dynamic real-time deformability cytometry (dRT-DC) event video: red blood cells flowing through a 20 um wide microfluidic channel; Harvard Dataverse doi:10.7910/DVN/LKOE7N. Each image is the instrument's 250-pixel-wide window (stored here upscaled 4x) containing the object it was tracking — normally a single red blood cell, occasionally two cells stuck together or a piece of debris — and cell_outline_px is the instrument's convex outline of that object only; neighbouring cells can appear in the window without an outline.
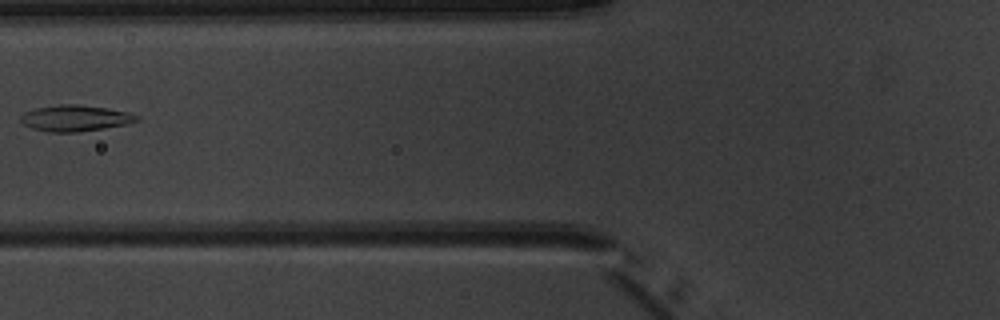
{"species": "common noctule bat (a hibernating species)", "species_latin": "Nyctalus noctula", "temperature_condition": "warm", "stored_images_in_passage": 7, "camera_frame_rate_fps": 3000, "um_per_image_px": 0.085, "animal": {"sex": "male", "body_mass_g": 20.1, "forearm_length_mm": 53.5}, "frame": {"image": 1, "passage_image": 6, "time_ms": 7.0, "image_size_px": [1000, 320], "cell_outline_px": [[140, 120], [128, 124], [104, 128], [76, 132], [48, 132], [32, 128], [24, 124], [20, 120], [20, 116], [24, 112], [36, 108], [60, 104], [76, 104], [108, 108], [128, 112], [140, 116]], "centroid_in_image_um": [6.41, 10.04], "position_along_channel_um": 119.4, "area_um2": 17.74}}
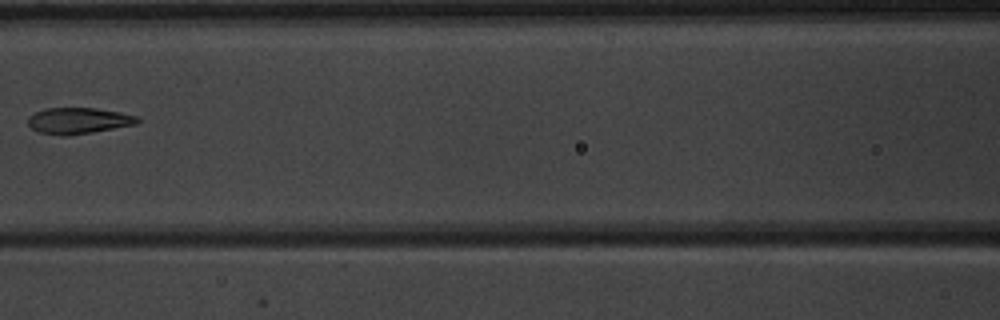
{"frame": {"image": 2, "passage_image": 7, "time_ms": 8.0, "image_size_px": [1000, 320], "cell_outline_px": [[140, 120], [136, 124], [92, 132], [64, 136], [60, 136], [40, 132], [32, 128], [28, 124], [28, 116], [44, 108], [96, 108], [120, 112], [140, 116]], "centroid_in_image_um": [6.68, 10.25], "position_along_channel_um": 159.9, "area_um2": 16.7}}